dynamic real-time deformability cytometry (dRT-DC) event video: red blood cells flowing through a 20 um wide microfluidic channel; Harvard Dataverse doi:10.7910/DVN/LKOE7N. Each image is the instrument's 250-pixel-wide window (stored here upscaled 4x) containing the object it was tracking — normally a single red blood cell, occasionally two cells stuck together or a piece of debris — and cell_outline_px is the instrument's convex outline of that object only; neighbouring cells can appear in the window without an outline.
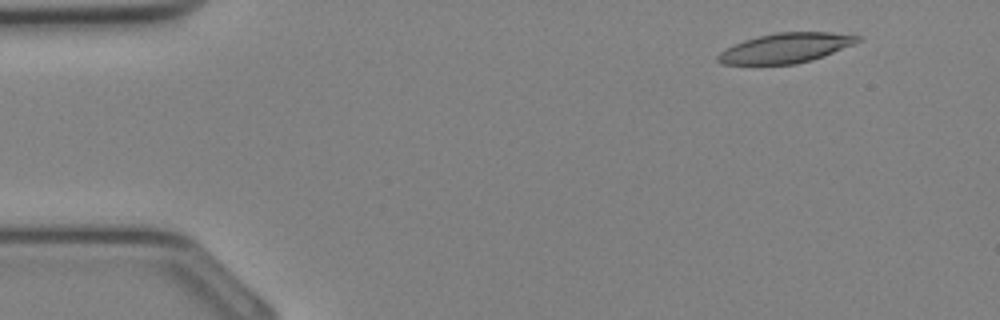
{"species": "Egyptian fruit bat (a non-hibernating species)", "species_latin": "Rousettus aegyptiacus", "temperature_condition": "cold", "stored_images_in_passage": 17, "camera_frame_rate_fps": 3000, "um_per_image_px": 0.085, "animal": {"sex": "female"}, "frame": {"image": 1, "passage_image": 4, "time_ms": 1.0, "image_size_px": [1000, 320], "cell_outline_px": [[860, 40], [852, 44], [824, 56], [812, 60], [796, 64], [720, 64], [716, 60], [716, 56], [720, 52], [744, 40], [776, 32], [828, 32], [860, 36]], "centroid_in_image_um": [66.76, 4.09], "position_along_channel_um": 18.2, "area_um2": 23.93}}
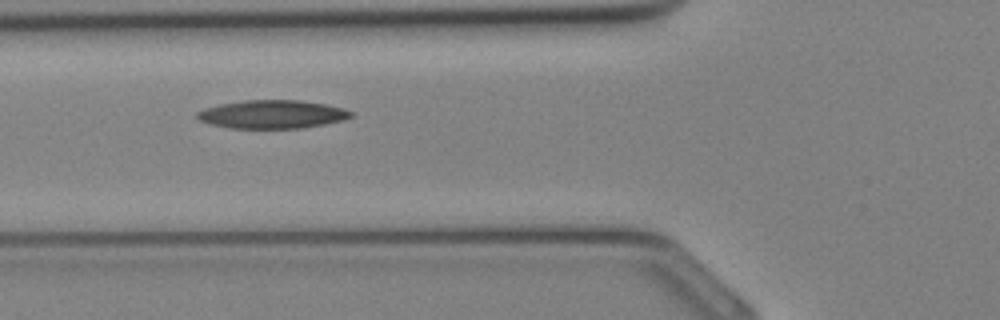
{"frame": {"image": 2, "passage_image": 13, "time_ms": 4.0, "image_size_px": [1000, 320], "cell_outline_px": [[352, 116], [344, 120], [304, 128], [228, 128], [208, 124], [200, 120], [196, 116], [196, 112], [204, 108], [220, 104], [244, 100], [300, 100], [324, 104], [344, 108], [352, 112]], "centroid_in_image_um": [23.11, 9.72], "position_along_channel_um": 102.7, "area_um2": 25.49}}
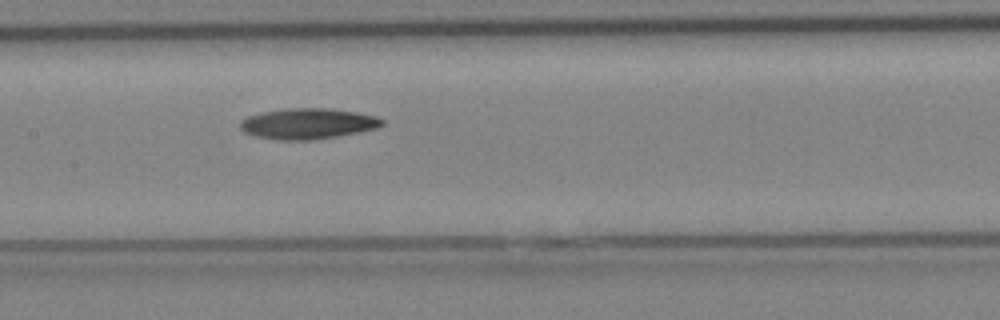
{"frame": {"image": 3, "passage_image": 17, "time_ms": 5.333, "image_size_px": [1000, 320], "cell_outline_px": [[384, 124], [376, 128], [340, 136], [312, 140], [280, 140], [256, 136], [244, 132], [240, 128], [240, 120], [248, 116], [264, 112], [284, 108], [328, 108], [356, 112], [376, 116], [384, 120]], "centroid_in_image_um": [26.17, 10.51], "position_along_channel_um": 181.2, "area_um2": 25.43}}